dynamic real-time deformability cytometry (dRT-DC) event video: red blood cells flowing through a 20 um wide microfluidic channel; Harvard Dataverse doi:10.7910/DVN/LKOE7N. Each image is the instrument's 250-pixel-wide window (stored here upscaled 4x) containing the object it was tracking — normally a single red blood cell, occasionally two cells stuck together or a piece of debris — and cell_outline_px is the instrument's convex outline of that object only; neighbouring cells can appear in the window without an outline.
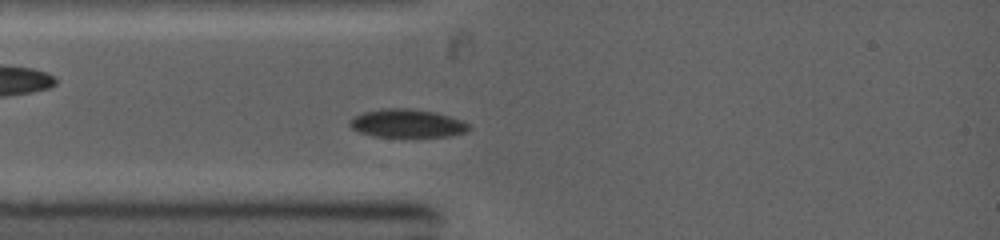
{"species": "common noctule bat (a hibernating species)", "species_latin": "Nyctalus noctula", "temperature_condition": "warm", "stored_images_in_passage": 22, "camera_frame_rate_fps": 5000, "um_per_image_px": 0.085, "animal": {"sex": "female", "body_mass_g": 19.0, "forearm_length_mm": 53.3}, "frame": {"image": 1, "passage_image": 5, "time_ms": 2.0, "image_size_px": [1000, 240], "cell_outline_px": [[472, 128], [468, 132], [448, 136], [372, 136], [360, 132], [352, 128], [348, 124], [356, 116], [364, 112], [384, 108], [412, 108], [436, 112], [460, 120], [468, 124]], "centroid_in_image_um": [34.64, 10.48], "position_along_channel_um": 50.4, "area_um2": 19.42}}
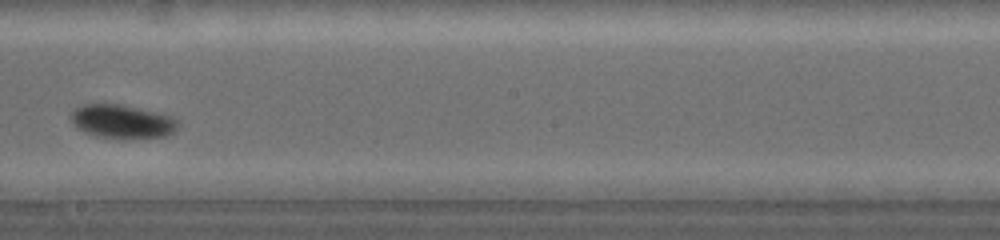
{"frame": {"image": 2, "passage_image": 13, "time_ms": 6.2, "image_size_px": [1000, 240], "cell_outline_px": [[176, 128], [168, 136], [96, 136], [80, 128], [72, 120], [72, 112], [76, 108], [84, 104], [120, 104], [172, 116], [176, 120]], "centroid_in_image_um": [10.39, 10.28], "position_along_channel_um": 237.8, "area_um2": 19.71}}
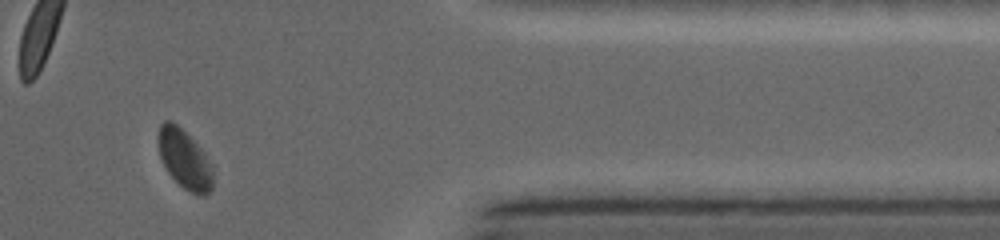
{"frame": {"image": 3, "passage_image": 21, "time_ms": 10.2, "image_size_px": [1000, 240], "cell_outline_px": [[212, 188], [204, 196], [200, 196], [188, 192], [168, 172], [160, 156], [156, 136], [160, 124], [164, 120], [172, 120], [204, 152], [212, 164]], "centroid_in_image_um": [15.67, 13.52], "position_along_channel_um": 395.7, "area_um2": 18.79}}